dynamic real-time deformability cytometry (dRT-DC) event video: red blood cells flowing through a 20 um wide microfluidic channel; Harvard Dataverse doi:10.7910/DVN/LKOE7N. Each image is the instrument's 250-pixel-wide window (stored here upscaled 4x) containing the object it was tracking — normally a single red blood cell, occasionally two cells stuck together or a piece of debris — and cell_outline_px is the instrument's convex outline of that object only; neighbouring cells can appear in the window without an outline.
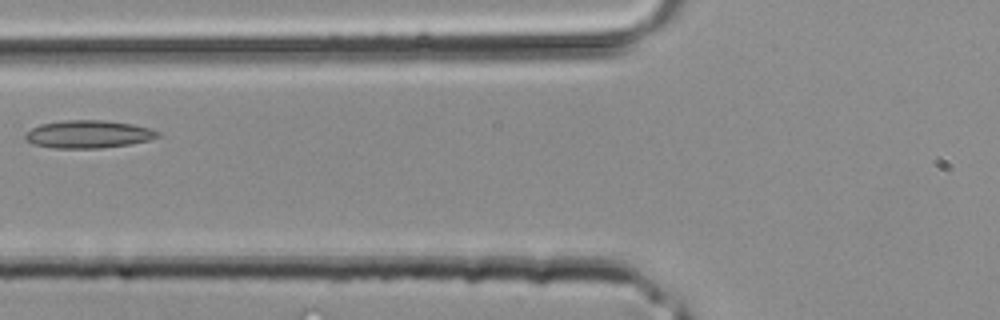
{"species": "common noctule bat (a hibernating species)", "species_latin": "Nyctalus noctula", "temperature_condition": "room temperature", "stored_images_in_passage": 3, "camera_frame_rate_fps": 3000, "um_per_image_px": 0.085, "animal": {"sex": "male", "body_mass_g": 20.4}, "frame": {"image": 1, "passage_image": 3, "time_ms": 0.667, "image_size_px": [1000, 320], "cell_outline_px": [[160, 136], [148, 140], [128, 144], [100, 148], [52, 148], [32, 144], [24, 140], [24, 136], [32, 128], [40, 124], [64, 120], [104, 120], [132, 124], [148, 128], [160, 132]], "centroid_in_image_um": [7.47, 11.41], "position_along_channel_um": 118.3, "area_um2": 21.39}}